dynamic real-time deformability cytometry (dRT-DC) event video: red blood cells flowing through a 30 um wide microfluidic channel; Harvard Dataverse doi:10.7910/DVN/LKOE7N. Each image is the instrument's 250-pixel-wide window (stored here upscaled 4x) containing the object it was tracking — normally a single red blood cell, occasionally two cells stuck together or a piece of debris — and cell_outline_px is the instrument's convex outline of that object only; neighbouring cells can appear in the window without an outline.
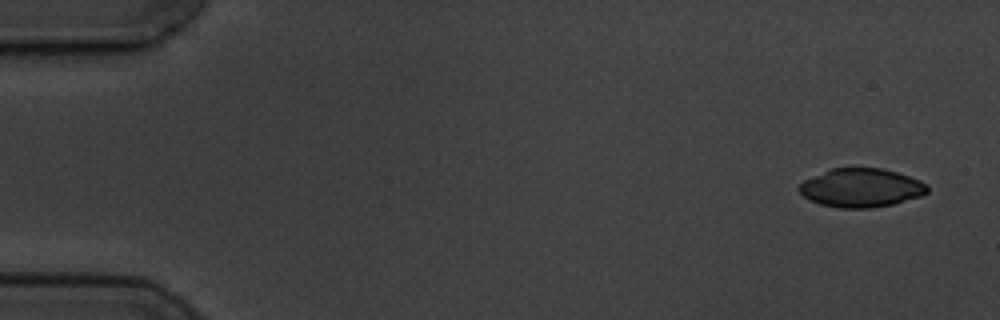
{"species": "common noctule bat (a hibernating species)", "species_latin": "Nyctalus noctula", "temperature_condition": "cold", "stored_images_in_passage": 5, "camera_frame_rate_fps": 3000, "um_per_image_px": 0.085, "animal": {"sex": "male", "body_mass_g": 19.5, "forearm_length_mm": 54.6}, "frame": {"image": 1, "passage_image": 1, "time_ms": 0.0, "image_size_px": [1000, 320], "cell_outline_px": [[928, 192], [920, 196], [892, 204], [872, 208], [840, 208], [820, 204], [804, 196], [796, 188], [804, 180], [832, 168], [852, 164], [884, 168], [920, 180], [928, 184]], "centroid_in_image_um": [73.19, 15.92], "position_along_channel_um": 11.8, "area_um2": 29.54}}